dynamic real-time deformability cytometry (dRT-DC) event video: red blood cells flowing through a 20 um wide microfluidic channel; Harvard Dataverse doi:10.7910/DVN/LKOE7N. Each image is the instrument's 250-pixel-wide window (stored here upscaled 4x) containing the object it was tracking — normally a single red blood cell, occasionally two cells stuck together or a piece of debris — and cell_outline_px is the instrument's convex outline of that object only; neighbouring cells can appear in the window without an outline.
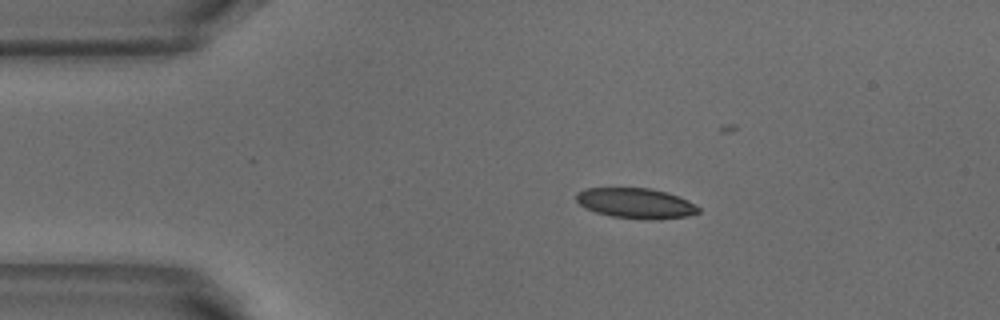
{"species": "common noctule bat (a hibernating species)", "species_latin": "Nyctalus noctula", "temperature_condition": "warm", "stored_images_in_passage": 17, "camera_frame_rate_fps": 3000, "um_per_image_px": 0.085, "animal": {"sex": "male", "body_mass_g": 18.8}, "frame": {"image": 1, "passage_image": 1, "time_ms": 0.0, "image_size_px": [1000, 320], "cell_outline_px": [[700, 212], [688, 216], [660, 220], [648, 220], [612, 216], [596, 212], [584, 208], [576, 200], [576, 192], [584, 188], [648, 188], [668, 192], [688, 200], [696, 204], [700, 208]], "centroid_in_image_um": [54.07, 17.28], "position_along_channel_um": 30.9, "area_um2": 21.85}}
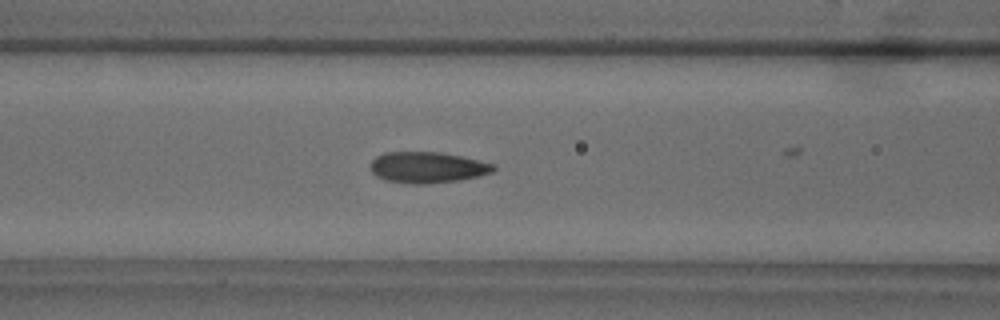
{"frame": {"image": 2, "passage_image": 12, "time_ms": 3.667, "image_size_px": [1000, 320], "cell_outline_px": [[496, 168], [492, 172], [480, 176], [460, 180], [424, 184], [412, 184], [384, 180], [376, 176], [372, 172], [368, 164], [376, 156], [384, 152], [440, 152], [460, 156], [496, 164]], "centroid_in_image_um": [36.31, 14.23], "position_along_channel_um": 130.3, "area_um2": 22.48}}
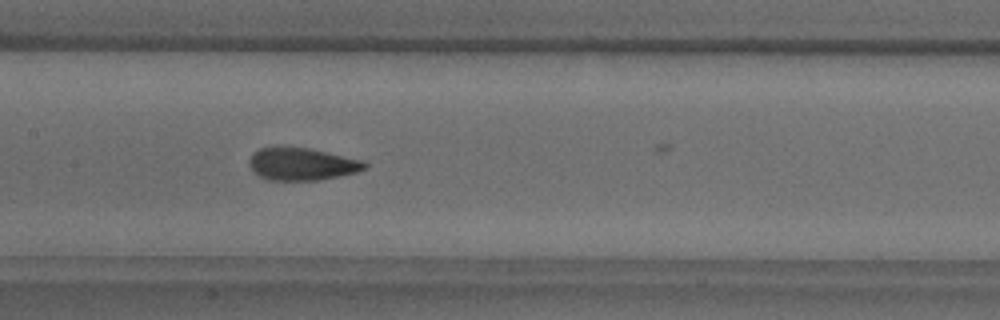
{"frame": {"image": 3, "passage_image": 16, "time_ms": 5.0, "image_size_px": [1000, 320], "cell_outline_px": [[368, 164], [364, 168], [356, 172], [340, 176], [316, 180], [268, 180], [260, 176], [248, 164], [248, 160], [252, 152], [260, 148], [308, 148], [364, 160]], "centroid_in_image_um": [25.66, 13.95], "position_along_channel_um": 181.7, "area_um2": 21.56}}